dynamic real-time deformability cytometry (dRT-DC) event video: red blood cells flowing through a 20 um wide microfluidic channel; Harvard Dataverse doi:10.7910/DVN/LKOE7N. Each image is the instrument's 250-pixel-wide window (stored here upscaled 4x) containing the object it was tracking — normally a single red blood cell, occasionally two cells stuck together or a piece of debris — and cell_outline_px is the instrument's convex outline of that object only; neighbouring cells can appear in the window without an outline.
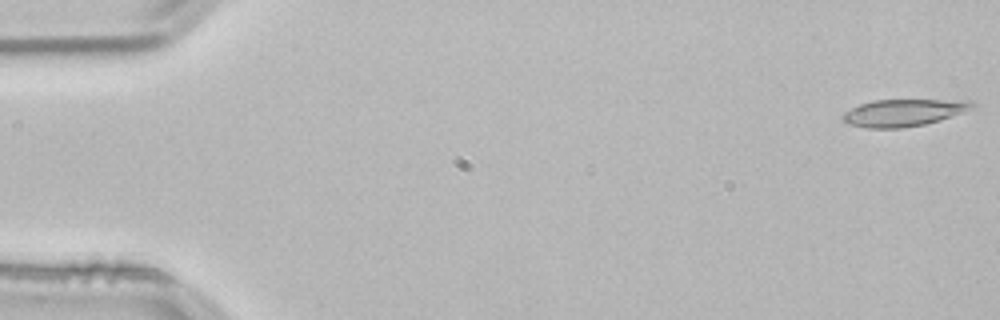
{"species": "common noctule bat (a hibernating species)", "species_latin": "Nyctalus noctula", "temperature_condition": "room temperature", "stored_images_in_passage": 53, "camera_frame_rate_fps": 3000, "um_per_image_px": 0.085, "animal": {"sex": "male", "body_mass_g": 21.5, "forearm_length_mm": 52.0}, "frame": {"image": 1, "passage_image": 1, "time_ms": 0.0, "image_size_px": [1000, 320], "cell_outline_px": [[976, 108], [940, 120], [924, 124], [900, 128], [868, 128], [848, 124], [840, 116], [844, 112], [860, 104], [872, 100], [972, 100], [976, 104]], "centroid_in_image_um": [76.84, 9.57], "position_along_channel_um": 8.2, "area_um2": 20.52}}
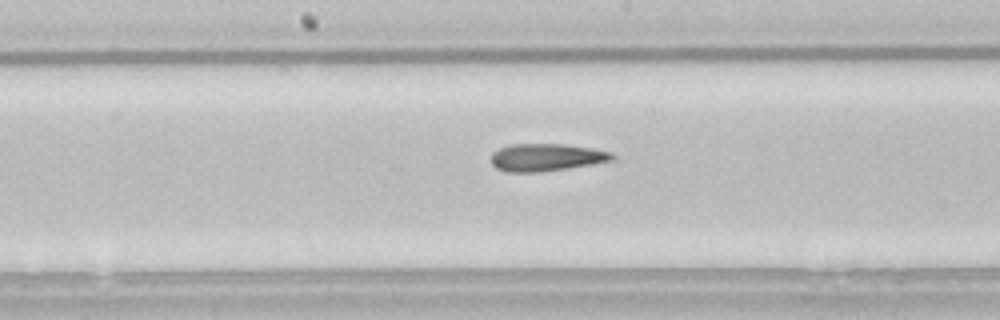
{"frame": {"image": 2, "passage_image": 27, "time_ms": 8.667, "image_size_px": [1000, 320], "cell_outline_px": [[616, 156], [612, 160], [592, 164], [568, 168], [540, 172], [504, 172], [496, 168], [492, 164], [492, 152], [500, 148], [512, 144], [564, 144], [592, 148], [608, 152]], "centroid_in_image_um": [46.4, 13.38], "position_along_channel_um": 201.8, "area_um2": 19.31}}
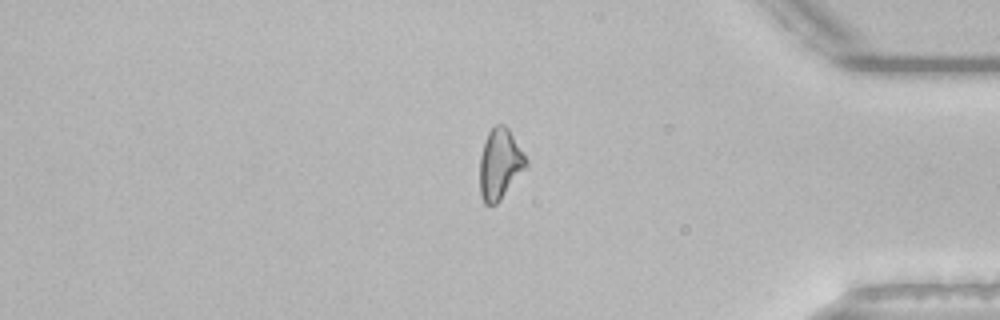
{"frame": {"image": 3, "passage_image": 44, "time_ms": 14.333, "image_size_px": [1000, 320], "cell_outline_px": [[528, 168], [500, 200], [496, 204], [484, 204], [480, 196], [480, 156], [484, 140], [488, 132], [496, 124], [504, 124], [508, 128], [528, 160]], "centroid_in_image_um": [42.5, 13.95], "position_along_channel_um": 392.7, "area_um2": 19.31}, "authors_computed_cell_mechanics": {"area_um2": 19.7098, "velocity_mm_per_s": 3.8514, "shape_relaxation_time_tau1_ms": null, "shape_relaxation_time_tau2_ms": 7.3488, "deformation_change_tau1": null, "deformation_change_tau2": 0.1836}}